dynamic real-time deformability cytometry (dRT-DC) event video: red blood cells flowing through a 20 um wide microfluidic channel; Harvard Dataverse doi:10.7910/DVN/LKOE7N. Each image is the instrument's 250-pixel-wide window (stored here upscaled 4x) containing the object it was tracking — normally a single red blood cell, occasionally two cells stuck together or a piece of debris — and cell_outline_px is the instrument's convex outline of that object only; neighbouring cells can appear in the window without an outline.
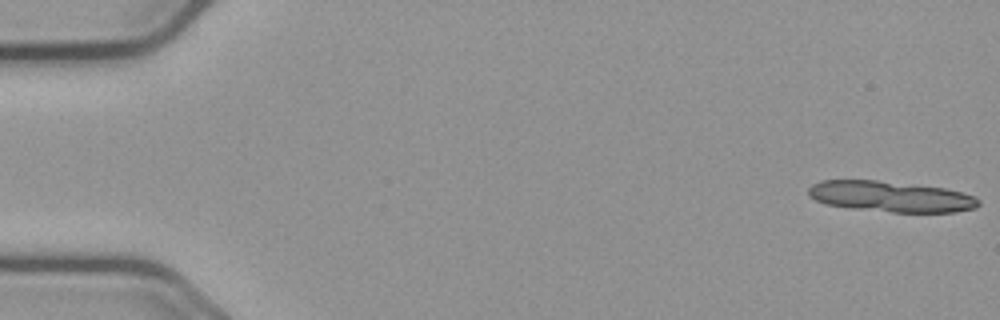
{"species": "common noctule bat (a hibernating species)", "species_latin": "Nyctalus noctula", "temperature_condition": "cold", "stored_images_in_passage": 12, "camera_frame_rate_fps": 3000, "um_per_image_px": 0.085, "animal": {"sex": "male", "body_mass_g": 23.1, "forearm_length_mm": 52.7}, "frame": {"image": 1, "passage_image": 1, "time_ms": 0.0, "image_size_px": [1000, 320], "cell_outline_px": [[980, 204], [976, 208], [956, 212], [892, 212], [852, 208], [828, 204], [816, 200], [808, 196], [808, 188], [812, 184], [820, 180], [876, 180], [944, 188], [960, 192], [972, 196], [980, 200]], "centroid_in_image_um": [75.7, 16.7], "position_along_channel_um": 9.3, "area_um2": 30.35}}